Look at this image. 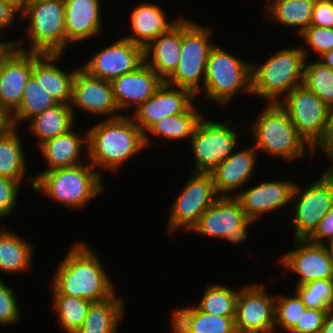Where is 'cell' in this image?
I'll return each mask as SVG.
<instances>
[{"instance_id": "1", "label": "cell", "mask_w": 333, "mask_h": 333, "mask_svg": "<svg viewBox=\"0 0 333 333\" xmlns=\"http://www.w3.org/2000/svg\"><path fill=\"white\" fill-rule=\"evenodd\" d=\"M106 273L98 256L86 244L75 243L55 272L52 292L90 302L106 300L115 293Z\"/></svg>"}, {"instance_id": "54", "label": "cell", "mask_w": 333, "mask_h": 333, "mask_svg": "<svg viewBox=\"0 0 333 333\" xmlns=\"http://www.w3.org/2000/svg\"><path fill=\"white\" fill-rule=\"evenodd\" d=\"M17 41H10V42H1L0 41V55L8 48V47H14L16 45Z\"/></svg>"}, {"instance_id": "49", "label": "cell", "mask_w": 333, "mask_h": 333, "mask_svg": "<svg viewBox=\"0 0 333 333\" xmlns=\"http://www.w3.org/2000/svg\"><path fill=\"white\" fill-rule=\"evenodd\" d=\"M11 115L0 106V135L12 128Z\"/></svg>"}, {"instance_id": "10", "label": "cell", "mask_w": 333, "mask_h": 333, "mask_svg": "<svg viewBox=\"0 0 333 333\" xmlns=\"http://www.w3.org/2000/svg\"><path fill=\"white\" fill-rule=\"evenodd\" d=\"M325 170L317 182L304 190L295 185L292 200L296 205L291 219L295 239H307L333 205V173Z\"/></svg>"}, {"instance_id": "2", "label": "cell", "mask_w": 333, "mask_h": 333, "mask_svg": "<svg viewBox=\"0 0 333 333\" xmlns=\"http://www.w3.org/2000/svg\"><path fill=\"white\" fill-rule=\"evenodd\" d=\"M86 150L94 169H117L127 159L146 148L144 133L135 124L132 116L126 114L106 119L95 124L88 131Z\"/></svg>"}, {"instance_id": "29", "label": "cell", "mask_w": 333, "mask_h": 333, "mask_svg": "<svg viewBox=\"0 0 333 333\" xmlns=\"http://www.w3.org/2000/svg\"><path fill=\"white\" fill-rule=\"evenodd\" d=\"M115 296L114 293L106 300L92 302L76 333H116L125 308L124 301Z\"/></svg>"}, {"instance_id": "11", "label": "cell", "mask_w": 333, "mask_h": 333, "mask_svg": "<svg viewBox=\"0 0 333 333\" xmlns=\"http://www.w3.org/2000/svg\"><path fill=\"white\" fill-rule=\"evenodd\" d=\"M214 122L203 117L197 124L193 137L190 139L191 148L195 154V172L210 173L226 159L237 144L239 135L232 127L233 123ZM233 128V129H232Z\"/></svg>"}, {"instance_id": "46", "label": "cell", "mask_w": 333, "mask_h": 333, "mask_svg": "<svg viewBox=\"0 0 333 333\" xmlns=\"http://www.w3.org/2000/svg\"><path fill=\"white\" fill-rule=\"evenodd\" d=\"M307 240L314 244H324V241L333 240V205Z\"/></svg>"}, {"instance_id": "52", "label": "cell", "mask_w": 333, "mask_h": 333, "mask_svg": "<svg viewBox=\"0 0 333 333\" xmlns=\"http://www.w3.org/2000/svg\"><path fill=\"white\" fill-rule=\"evenodd\" d=\"M4 1L12 3L20 11H22L25 8V6L28 4V0H4Z\"/></svg>"}, {"instance_id": "23", "label": "cell", "mask_w": 333, "mask_h": 333, "mask_svg": "<svg viewBox=\"0 0 333 333\" xmlns=\"http://www.w3.org/2000/svg\"><path fill=\"white\" fill-rule=\"evenodd\" d=\"M61 54H40L33 52L32 75L42 89L58 103L70 104L72 100L73 81L77 69L65 73L54 62Z\"/></svg>"}, {"instance_id": "3", "label": "cell", "mask_w": 333, "mask_h": 333, "mask_svg": "<svg viewBox=\"0 0 333 333\" xmlns=\"http://www.w3.org/2000/svg\"><path fill=\"white\" fill-rule=\"evenodd\" d=\"M307 52L303 47L286 48L273 54L261 66L251 64V94L270 103H279L282 94L287 95L303 84Z\"/></svg>"}, {"instance_id": "50", "label": "cell", "mask_w": 333, "mask_h": 333, "mask_svg": "<svg viewBox=\"0 0 333 333\" xmlns=\"http://www.w3.org/2000/svg\"><path fill=\"white\" fill-rule=\"evenodd\" d=\"M321 333H333V308L326 313Z\"/></svg>"}, {"instance_id": "22", "label": "cell", "mask_w": 333, "mask_h": 333, "mask_svg": "<svg viewBox=\"0 0 333 333\" xmlns=\"http://www.w3.org/2000/svg\"><path fill=\"white\" fill-rule=\"evenodd\" d=\"M257 153L255 147H249L236 153L232 152L210 172L218 196H227L224 194L234 193L235 189L247 184L253 175L255 163H257Z\"/></svg>"}, {"instance_id": "53", "label": "cell", "mask_w": 333, "mask_h": 333, "mask_svg": "<svg viewBox=\"0 0 333 333\" xmlns=\"http://www.w3.org/2000/svg\"><path fill=\"white\" fill-rule=\"evenodd\" d=\"M324 243L323 246L325 247L329 260L331 261L333 265V240L328 241V244Z\"/></svg>"}, {"instance_id": "15", "label": "cell", "mask_w": 333, "mask_h": 333, "mask_svg": "<svg viewBox=\"0 0 333 333\" xmlns=\"http://www.w3.org/2000/svg\"><path fill=\"white\" fill-rule=\"evenodd\" d=\"M21 43L18 41L0 55V106L10 115L19 108L33 71V52L18 47Z\"/></svg>"}, {"instance_id": "14", "label": "cell", "mask_w": 333, "mask_h": 333, "mask_svg": "<svg viewBox=\"0 0 333 333\" xmlns=\"http://www.w3.org/2000/svg\"><path fill=\"white\" fill-rule=\"evenodd\" d=\"M264 284H251L239 290L236 302L237 333H272L275 328V297Z\"/></svg>"}, {"instance_id": "25", "label": "cell", "mask_w": 333, "mask_h": 333, "mask_svg": "<svg viewBox=\"0 0 333 333\" xmlns=\"http://www.w3.org/2000/svg\"><path fill=\"white\" fill-rule=\"evenodd\" d=\"M66 47L101 31L100 0H64Z\"/></svg>"}, {"instance_id": "47", "label": "cell", "mask_w": 333, "mask_h": 333, "mask_svg": "<svg viewBox=\"0 0 333 333\" xmlns=\"http://www.w3.org/2000/svg\"><path fill=\"white\" fill-rule=\"evenodd\" d=\"M315 148H319L322 152L328 156L331 162H333V107L330 108L326 129L323 137L319 142L312 148V154Z\"/></svg>"}, {"instance_id": "18", "label": "cell", "mask_w": 333, "mask_h": 333, "mask_svg": "<svg viewBox=\"0 0 333 333\" xmlns=\"http://www.w3.org/2000/svg\"><path fill=\"white\" fill-rule=\"evenodd\" d=\"M295 248L279 259L285 269L300 275L297 286L315 280L333 279V265L323 244L295 239Z\"/></svg>"}, {"instance_id": "21", "label": "cell", "mask_w": 333, "mask_h": 333, "mask_svg": "<svg viewBox=\"0 0 333 333\" xmlns=\"http://www.w3.org/2000/svg\"><path fill=\"white\" fill-rule=\"evenodd\" d=\"M163 82L164 80L145 62L135 71L114 79L111 84L119 111L131 108L132 105L136 110L154 95Z\"/></svg>"}, {"instance_id": "12", "label": "cell", "mask_w": 333, "mask_h": 333, "mask_svg": "<svg viewBox=\"0 0 333 333\" xmlns=\"http://www.w3.org/2000/svg\"><path fill=\"white\" fill-rule=\"evenodd\" d=\"M253 222L255 220L247 218L235 196H219L191 231L239 244L247 239V227Z\"/></svg>"}, {"instance_id": "42", "label": "cell", "mask_w": 333, "mask_h": 333, "mask_svg": "<svg viewBox=\"0 0 333 333\" xmlns=\"http://www.w3.org/2000/svg\"><path fill=\"white\" fill-rule=\"evenodd\" d=\"M19 306L13 289L0 279V325L19 321Z\"/></svg>"}, {"instance_id": "27", "label": "cell", "mask_w": 333, "mask_h": 333, "mask_svg": "<svg viewBox=\"0 0 333 333\" xmlns=\"http://www.w3.org/2000/svg\"><path fill=\"white\" fill-rule=\"evenodd\" d=\"M172 316L175 333H237L235 317L214 316L198 307L176 309Z\"/></svg>"}, {"instance_id": "44", "label": "cell", "mask_w": 333, "mask_h": 333, "mask_svg": "<svg viewBox=\"0 0 333 333\" xmlns=\"http://www.w3.org/2000/svg\"><path fill=\"white\" fill-rule=\"evenodd\" d=\"M20 183L9 178L0 176V218L6 217L14 210Z\"/></svg>"}, {"instance_id": "5", "label": "cell", "mask_w": 333, "mask_h": 333, "mask_svg": "<svg viewBox=\"0 0 333 333\" xmlns=\"http://www.w3.org/2000/svg\"><path fill=\"white\" fill-rule=\"evenodd\" d=\"M251 128L256 141L254 147L258 152L287 161L301 158L305 150L312 153V148L298 134L288 113L279 103H268Z\"/></svg>"}, {"instance_id": "8", "label": "cell", "mask_w": 333, "mask_h": 333, "mask_svg": "<svg viewBox=\"0 0 333 333\" xmlns=\"http://www.w3.org/2000/svg\"><path fill=\"white\" fill-rule=\"evenodd\" d=\"M211 29L182 18V45L180 61L176 70L164 81L172 87L200 93V78L205 77L208 56L215 45L210 42Z\"/></svg>"}, {"instance_id": "19", "label": "cell", "mask_w": 333, "mask_h": 333, "mask_svg": "<svg viewBox=\"0 0 333 333\" xmlns=\"http://www.w3.org/2000/svg\"><path fill=\"white\" fill-rule=\"evenodd\" d=\"M74 106L90 114H112L108 119L122 115L115 103L112 84L101 78L93 77L81 67L77 70L73 81L70 107L74 115ZM115 113V114H114Z\"/></svg>"}, {"instance_id": "28", "label": "cell", "mask_w": 333, "mask_h": 333, "mask_svg": "<svg viewBox=\"0 0 333 333\" xmlns=\"http://www.w3.org/2000/svg\"><path fill=\"white\" fill-rule=\"evenodd\" d=\"M73 130L72 128L67 133L48 139L38 145L42 156L48 163V169L45 171L83 163L80 155H82L83 145L88 144V133L83 137Z\"/></svg>"}, {"instance_id": "16", "label": "cell", "mask_w": 333, "mask_h": 333, "mask_svg": "<svg viewBox=\"0 0 333 333\" xmlns=\"http://www.w3.org/2000/svg\"><path fill=\"white\" fill-rule=\"evenodd\" d=\"M144 48L125 37L105 47L81 68L89 75L112 82L145 62Z\"/></svg>"}, {"instance_id": "26", "label": "cell", "mask_w": 333, "mask_h": 333, "mask_svg": "<svg viewBox=\"0 0 333 333\" xmlns=\"http://www.w3.org/2000/svg\"><path fill=\"white\" fill-rule=\"evenodd\" d=\"M133 34L125 37L133 44L146 48L159 35L167 32L180 19L166 20V15L159 5L143 3L138 5L130 16Z\"/></svg>"}, {"instance_id": "56", "label": "cell", "mask_w": 333, "mask_h": 333, "mask_svg": "<svg viewBox=\"0 0 333 333\" xmlns=\"http://www.w3.org/2000/svg\"><path fill=\"white\" fill-rule=\"evenodd\" d=\"M333 163V162H332ZM332 167L329 166V170L333 173V164H331Z\"/></svg>"}, {"instance_id": "9", "label": "cell", "mask_w": 333, "mask_h": 333, "mask_svg": "<svg viewBox=\"0 0 333 333\" xmlns=\"http://www.w3.org/2000/svg\"><path fill=\"white\" fill-rule=\"evenodd\" d=\"M282 99L279 105L288 113L298 134L313 148L324 135L330 107L303 84Z\"/></svg>"}, {"instance_id": "36", "label": "cell", "mask_w": 333, "mask_h": 333, "mask_svg": "<svg viewBox=\"0 0 333 333\" xmlns=\"http://www.w3.org/2000/svg\"><path fill=\"white\" fill-rule=\"evenodd\" d=\"M53 309L58 314L61 327L67 333H76L84 323L92 302L74 296L53 294Z\"/></svg>"}, {"instance_id": "51", "label": "cell", "mask_w": 333, "mask_h": 333, "mask_svg": "<svg viewBox=\"0 0 333 333\" xmlns=\"http://www.w3.org/2000/svg\"><path fill=\"white\" fill-rule=\"evenodd\" d=\"M320 62H322L333 71V48L320 56Z\"/></svg>"}, {"instance_id": "43", "label": "cell", "mask_w": 333, "mask_h": 333, "mask_svg": "<svg viewBox=\"0 0 333 333\" xmlns=\"http://www.w3.org/2000/svg\"><path fill=\"white\" fill-rule=\"evenodd\" d=\"M328 310L330 309L306 308L298 323L289 333H321Z\"/></svg>"}, {"instance_id": "30", "label": "cell", "mask_w": 333, "mask_h": 333, "mask_svg": "<svg viewBox=\"0 0 333 333\" xmlns=\"http://www.w3.org/2000/svg\"><path fill=\"white\" fill-rule=\"evenodd\" d=\"M74 119L70 104L57 103L31 118L29 129L41 145L48 139L67 133L73 128Z\"/></svg>"}, {"instance_id": "48", "label": "cell", "mask_w": 333, "mask_h": 333, "mask_svg": "<svg viewBox=\"0 0 333 333\" xmlns=\"http://www.w3.org/2000/svg\"><path fill=\"white\" fill-rule=\"evenodd\" d=\"M17 15H21V11L17 7L10 2L0 0V31L2 32V29L6 30L13 23L14 17Z\"/></svg>"}, {"instance_id": "32", "label": "cell", "mask_w": 333, "mask_h": 333, "mask_svg": "<svg viewBox=\"0 0 333 333\" xmlns=\"http://www.w3.org/2000/svg\"><path fill=\"white\" fill-rule=\"evenodd\" d=\"M202 118V114L198 113L194 104L182 114L166 116L153 123L146 132H144L145 145L147 147L151 143V138L147 133L161 135V137H165V139L168 140L182 139L185 137L192 138L196 126Z\"/></svg>"}, {"instance_id": "39", "label": "cell", "mask_w": 333, "mask_h": 333, "mask_svg": "<svg viewBox=\"0 0 333 333\" xmlns=\"http://www.w3.org/2000/svg\"><path fill=\"white\" fill-rule=\"evenodd\" d=\"M307 308H333V279H322L296 286L295 292Z\"/></svg>"}, {"instance_id": "13", "label": "cell", "mask_w": 333, "mask_h": 333, "mask_svg": "<svg viewBox=\"0 0 333 333\" xmlns=\"http://www.w3.org/2000/svg\"><path fill=\"white\" fill-rule=\"evenodd\" d=\"M193 176L171 206L169 232L181 227L191 231L201 215L219 197L210 173L194 172Z\"/></svg>"}, {"instance_id": "6", "label": "cell", "mask_w": 333, "mask_h": 333, "mask_svg": "<svg viewBox=\"0 0 333 333\" xmlns=\"http://www.w3.org/2000/svg\"><path fill=\"white\" fill-rule=\"evenodd\" d=\"M64 0L28 3L19 18L29 19V52L63 54L66 49ZM25 18V19H24Z\"/></svg>"}, {"instance_id": "31", "label": "cell", "mask_w": 333, "mask_h": 333, "mask_svg": "<svg viewBox=\"0 0 333 333\" xmlns=\"http://www.w3.org/2000/svg\"><path fill=\"white\" fill-rule=\"evenodd\" d=\"M28 242L13 231L0 230V270L8 273L29 271L32 249Z\"/></svg>"}, {"instance_id": "17", "label": "cell", "mask_w": 333, "mask_h": 333, "mask_svg": "<svg viewBox=\"0 0 333 333\" xmlns=\"http://www.w3.org/2000/svg\"><path fill=\"white\" fill-rule=\"evenodd\" d=\"M196 95L187 88L175 87L166 82L131 115L135 124L144 133L156 121L166 116L179 115L192 105Z\"/></svg>"}, {"instance_id": "35", "label": "cell", "mask_w": 333, "mask_h": 333, "mask_svg": "<svg viewBox=\"0 0 333 333\" xmlns=\"http://www.w3.org/2000/svg\"><path fill=\"white\" fill-rule=\"evenodd\" d=\"M58 102L41 88L36 78L31 75L24 87L19 108L11 115L12 125L16 127L23 120L31 119Z\"/></svg>"}, {"instance_id": "38", "label": "cell", "mask_w": 333, "mask_h": 333, "mask_svg": "<svg viewBox=\"0 0 333 333\" xmlns=\"http://www.w3.org/2000/svg\"><path fill=\"white\" fill-rule=\"evenodd\" d=\"M303 85L320 98L328 107H333V71L320 61H305Z\"/></svg>"}, {"instance_id": "7", "label": "cell", "mask_w": 333, "mask_h": 333, "mask_svg": "<svg viewBox=\"0 0 333 333\" xmlns=\"http://www.w3.org/2000/svg\"><path fill=\"white\" fill-rule=\"evenodd\" d=\"M215 44L208 56L203 86L206 96L220 105L242 89L251 94V64Z\"/></svg>"}, {"instance_id": "4", "label": "cell", "mask_w": 333, "mask_h": 333, "mask_svg": "<svg viewBox=\"0 0 333 333\" xmlns=\"http://www.w3.org/2000/svg\"><path fill=\"white\" fill-rule=\"evenodd\" d=\"M83 164L43 171L34 177L32 187L69 208L81 209L104 187L100 173L90 163Z\"/></svg>"}, {"instance_id": "45", "label": "cell", "mask_w": 333, "mask_h": 333, "mask_svg": "<svg viewBox=\"0 0 333 333\" xmlns=\"http://www.w3.org/2000/svg\"><path fill=\"white\" fill-rule=\"evenodd\" d=\"M311 25L333 28V0H316Z\"/></svg>"}, {"instance_id": "40", "label": "cell", "mask_w": 333, "mask_h": 333, "mask_svg": "<svg viewBox=\"0 0 333 333\" xmlns=\"http://www.w3.org/2000/svg\"><path fill=\"white\" fill-rule=\"evenodd\" d=\"M299 296L275 297V325L289 333L300 320L306 310Z\"/></svg>"}, {"instance_id": "33", "label": "cell", "mask_w": 333, "mask_h": 333, "mask_svg": "<svg viewBox=\"0 0 333 333\" xmlns=\"http://www.w3.org/2000/svg\"><path fill=\"white\" fill-rule=\"evenodd\" d=\"M316 0H271L267 6L270 16L280 24L297 28L299 36L311 25Z\"/></svg>"}, {"instance_id": "37", "label": "cell", "mask_w": 333, "mask_h": 333, "mask_svg": "<svg viewBox=\"0 0 333 333\" xmlns=\"http://www.w3.org/2000/svg\"><path fill=\"white\" fill-rule=\"evenodd\" d=\"M239 290L235 291L225 285H209L197 307L214 316L235 317Z\"/></svg>"}, {"instance_id": "20", "label": "cell", "mask_w": 333, "mask_h": 333, "mask_svg": "<svg viewBox=\"0 0 333 333\" xmlns=\"http://www.w3.org/2000/svg\"><path fill=\"white\" fill-rule=\"evenodd\" d=\"M296 183L289 181H270L245 190L235 196L248 219L258 220L262 214L283 208L292 202L293 191Z\"/></svg>"}, {"instance_id": "24", "label": "cell", "mask_w": 333, "mask_h": 333, "mask_svg": "<svg viewBox=\"0 0 333 333\" xmlns=\"http://www.w3.org/2000/svg\"><path fill=\"white\" fill-rule=\"evenodd\" d=\"M182 18L144 48L145 63L164 81L176 70L181 55ZM151 54V55H150Z\"/></svg>"}, {"instance_id": "55", "label": "cell", "mask_w": 333, "mask_h": 333, "mask_svg": "<svg viewBox=\"0 0 333 333\" xmlns=\"http://www.w3.org/2000/svg\"><path fill=\"white\" fill-rule=\"evenodd\" d=\"M37 1H60V0H28V3L37 2Z\"/></svg>"}, {"instance_id": "41", "label": "cell", "mask_w": 333, "mask_h": 333, "mask_svg": "<svg viewBox=\"0 0 333 333\" xmlns=\"http://www.w3.org/2000/svg\"><path fill=\"white\" fill-rule=\"evenodd\" d=\"M300 36L319 57L333 48V28L310 25Z\"/></svg>"}, {"instance_id": "34", "label": "cell", "mask_w": 333, "mask_h": 333, "mask_svg": "<svg viewBox=\"0 0 333 333\" xmlns=\"http://www.w3.org/2000/svg\"><path fill=\"white\" fill-rule=\"evenodd\" d=\"M16 128L0 135V176L21 183L27 164Z\"/></svg>"}]
</instances>
